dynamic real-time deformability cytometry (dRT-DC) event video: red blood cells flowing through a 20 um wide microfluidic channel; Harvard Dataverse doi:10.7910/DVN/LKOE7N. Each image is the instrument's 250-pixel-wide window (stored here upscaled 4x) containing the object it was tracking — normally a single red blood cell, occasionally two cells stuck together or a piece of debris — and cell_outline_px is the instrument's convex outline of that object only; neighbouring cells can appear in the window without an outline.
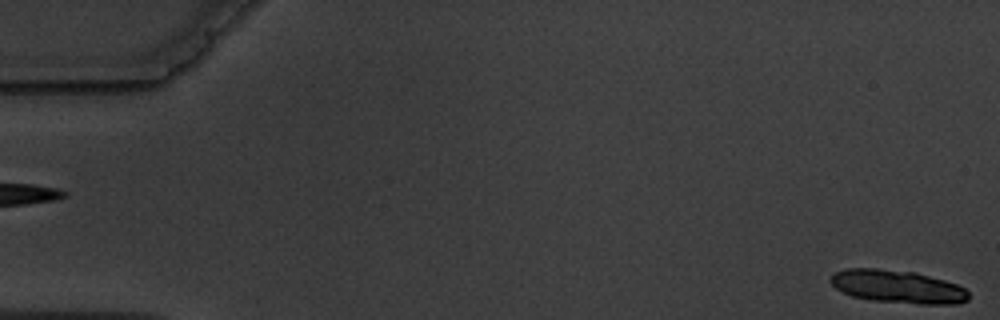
{"species": "common noctule bat (a hibernating species)", "species_latin": "Nyctalus noctula", "temperature_condition": "warm", "stored_images_in_passage": 5, "segment_of_instrument_passage": [2, 2], "camera_frame_rate_fps": 3000, "um_per_image_px": 0.085, "animal": {"sex": "male", "body_mass_g": 19.5, "forearm_length_mm": 54.6}, "frame": {"image": 1, "passage_image": 5, "time_ms": 5.333, "image_size_px": [1000, 320], "cell_outline_px": [[968, 300], [960, 304], [920, 304], [872, 300], [852, 296], [836, 288], [828, 280], [836, 272], [848, 268], [876, 268], [916, 272], [944, 280], [956, 284], [964, 288], [968, 292]], "centroid_in_image_um": [76.31, 24.36], "position_along_channel_um": 8.7, "area_um2": 26.47}}